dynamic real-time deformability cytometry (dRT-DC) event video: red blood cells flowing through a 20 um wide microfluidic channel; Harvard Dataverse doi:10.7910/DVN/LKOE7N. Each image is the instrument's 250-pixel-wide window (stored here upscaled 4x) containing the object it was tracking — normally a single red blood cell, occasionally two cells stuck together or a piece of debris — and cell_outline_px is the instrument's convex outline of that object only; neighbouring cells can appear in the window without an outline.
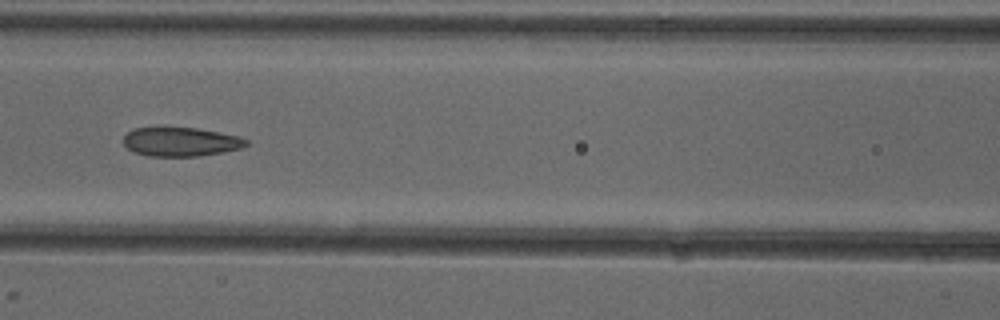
{"species": "common noctule bat (a hibernating species)", "species_latin": "Nyctalus noctula", "temperature_condition": "cold", "stored_images_in_passage": 5, "camera_frame_rate_fps": 3000, "um_per_image_px": 0.085, "animal": {"sex": "female"}, "frame": {"image": 1, "passage_image": 5, "time_ms": 5.667, "image_size_px": [1000, 320], "cell_outline_px": [[248, 144], [244, 148], [224, 152], [200, 156], [148, 156], [132, 152], [124, 144], [124, 136], [128, 132], [136, 128], [196, 128], [240, 136], [248, 140]], "centroid_in_image_um": [15.41, 12.07], "position_along_channel_um": 151.2, "area_um2": 20.75}}